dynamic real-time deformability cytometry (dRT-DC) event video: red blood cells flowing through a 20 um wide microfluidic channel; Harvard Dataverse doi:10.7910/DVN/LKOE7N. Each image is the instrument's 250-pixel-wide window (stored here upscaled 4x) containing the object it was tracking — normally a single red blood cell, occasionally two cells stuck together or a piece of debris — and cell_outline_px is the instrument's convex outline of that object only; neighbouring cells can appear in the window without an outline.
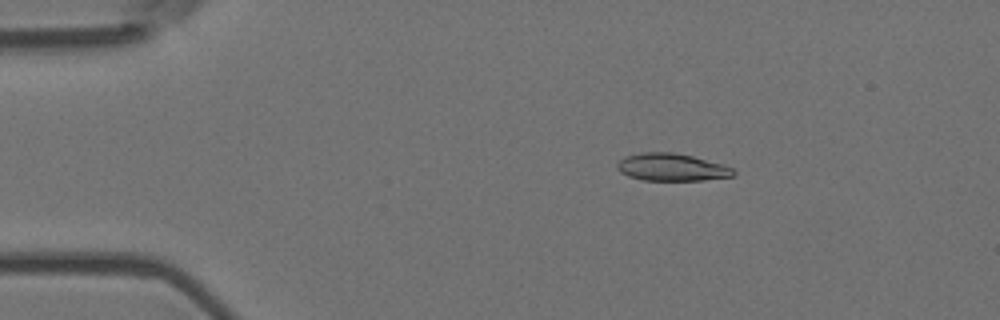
{"species": "Egyptian fruit bat (a non-hibernating species)", "species_latin": "Rousettus aegyptiacus", "temperature_condition": "room temperature", "stored_images_in_passage": 5, "camera_frame_rate_fps": 3000, "um_per_image_px": 0.085, "animal": {"sex": "female"}, "frame": {"image": 1, "passage_image": 3, "time_ms": 0.667, "image_size_px": [1000, 320], "cell_outline_px": [[736, 172], [732, 176], [704, 180], [644, 180], [628, 176], [620, 172], [616, 168], [616, 164], [624, 156], [640, 152], [672, 152], [692, 156], [724, 164], [732, 168]], "centroid_in_image_um": [57.07, 14.2], "position_along_channel_um": 27.9, "area_um2": 18.67}}